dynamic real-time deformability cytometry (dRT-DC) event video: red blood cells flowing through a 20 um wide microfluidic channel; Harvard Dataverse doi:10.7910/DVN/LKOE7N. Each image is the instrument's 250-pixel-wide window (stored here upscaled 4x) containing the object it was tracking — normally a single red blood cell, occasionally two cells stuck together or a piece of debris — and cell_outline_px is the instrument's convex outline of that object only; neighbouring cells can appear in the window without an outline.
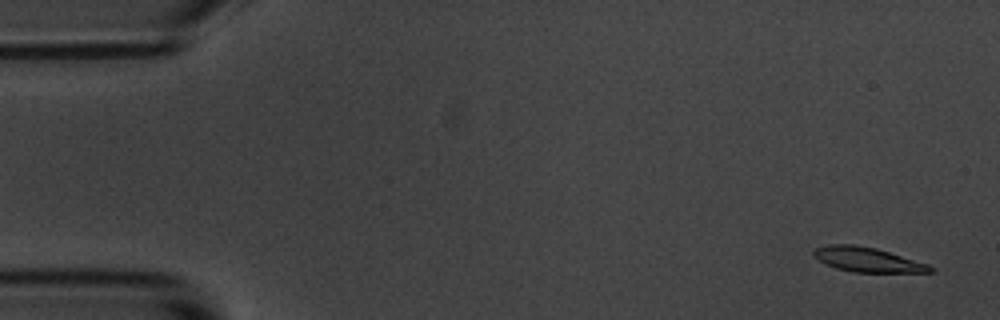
{"species": "common noctule bat (a hibernating species)", "species_latin": "Nyctalus noctula", "temperature_condition": "room temperature", "stored_images_in_passage": 56, "camera_frame_rate_fps": 3000, "um_per_image_px": 0.085, "animal": {"sex": "male", "body_mass_g": 20.1, "forearm_length_mm": 53.5}, "frame": {"image": 1, "passage_image": 3, "time_ms": 0.667, "image_size_px": [1000, 320], "cell_outline_px": [[936, 272], [852, 272], [836, 268], [812, 256], [812, 252], [816, 248], [828, 244], [852, 244], [876, 248], [928, 264], [936, 268]], "centroid_in_image_um": [73.75, 22.07], "position_along_channel_um": 11.3, "area_um2": 16.65}}
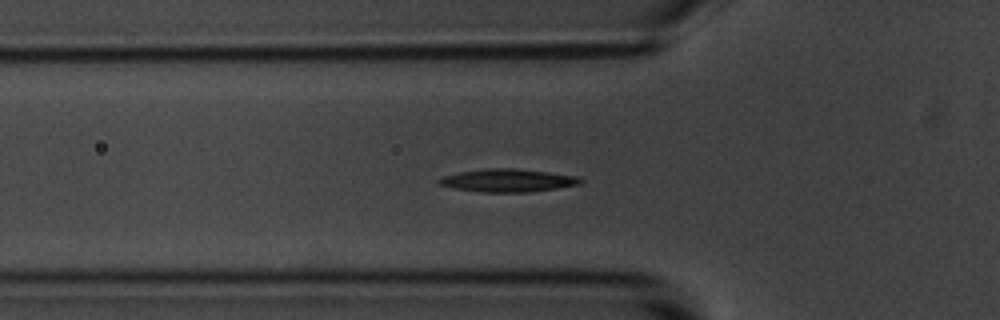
{"frame": {"image": 2, "passage_image": 19, "time_ms": 6.0, "image_size_px": [1000, 320], "cell_outline_px": [[584, 180], [580, 184], [556, 188], [528, 192], [480, 192], [456, 188], [436, 184], [436, 180], [444, 176], [460, 172], [492, 168], [516, 168], [548, 172], [576, 176]], "centroid_in_image_um": [43.15, 15.34], "position_along_channel_um": 82.6, "area_um2": 18.73}}
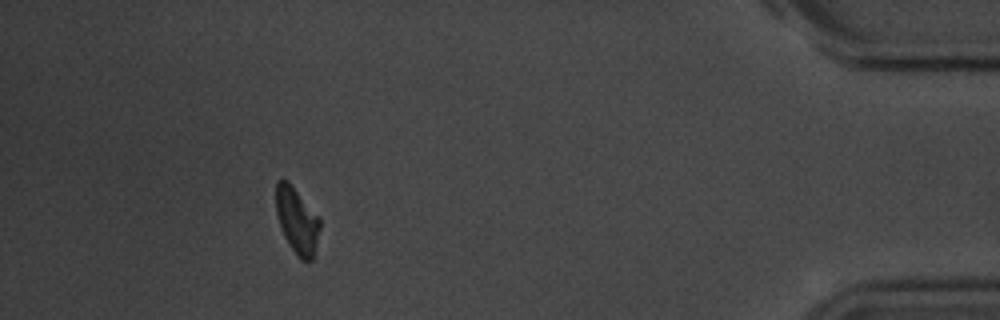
{"frame": {"image": 3, "passage_image": 51, "time_ms": 16.667, "image_size_px": [1000, 320], "cell_outline_px": [[320, 228], [312, 260], [300, 260], [296, 256], [288, 244], [284, 236], [276, 212], [276, 180], [288, 180], [320, 220]], "centroid_in_image_um": [25.22, 18.76], "position_along_channel_um": 410.0, "area_um2": 16.59}, "authors_computed_cell_mechanics": {"area_um2": 17.6579, "velocity_mm_per_s": 3.6088, "shape_relaxation_time_tau1_ms": 2.8169, "shape_relaxation_time_tau2_ms": null, "deformation_change_tau1": 0.1092, "deformation_change_tau2": null}}